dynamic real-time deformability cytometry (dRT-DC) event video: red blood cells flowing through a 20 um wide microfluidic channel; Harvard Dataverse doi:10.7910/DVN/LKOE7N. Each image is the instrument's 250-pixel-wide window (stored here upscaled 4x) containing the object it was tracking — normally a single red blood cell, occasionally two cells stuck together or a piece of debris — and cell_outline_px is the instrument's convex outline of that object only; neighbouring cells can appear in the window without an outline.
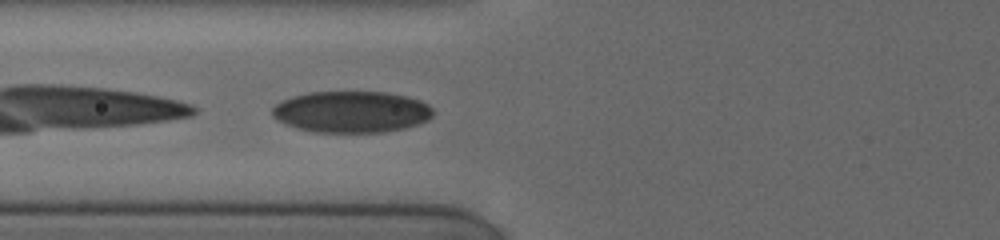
{"species": "human", "species_latin": "Homo sapiens", "temperature_condition": "cold", "stored_images_in_passage": 8, "camera_frame_rate_fps": 3000, "um_per_image_px": 0.085, "donor": {"sex": "female"}, "frame": {"image": 1, "passage_image": 8, "time_ms": 7.333, "image_size_px": [1000, 240], "cell_outline_px": [[432, 116], [428, 120], [404, 128], [384, 132], [316, 132], [284, 124], [276, 120], [272, 116], [272, 108], [276, 104], [284, 100], [308, 92], [384, 92], [404, 96], [420, 100], [428, 104], [432, 108]], "centroid_in_image_um": [29.87, 9.51], "position_along_channel_um": 95.9, "area_um2": 38.61}}